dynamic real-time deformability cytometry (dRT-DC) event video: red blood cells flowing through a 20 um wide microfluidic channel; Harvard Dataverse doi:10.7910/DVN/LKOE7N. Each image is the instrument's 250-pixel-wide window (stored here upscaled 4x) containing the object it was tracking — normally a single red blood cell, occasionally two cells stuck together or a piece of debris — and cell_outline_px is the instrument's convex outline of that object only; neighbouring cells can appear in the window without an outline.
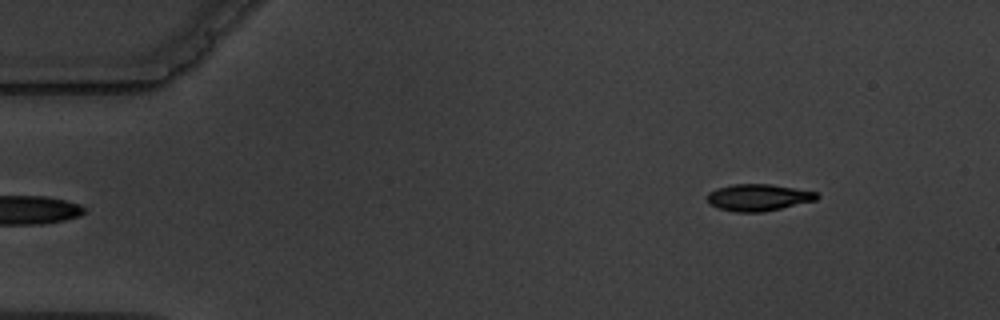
{"species": "common noctule bat (a hibernating species)", "species_latin": "Nyctalus noctula", "temperature_condition": "warm", "stored_images_in_passage": 6, "segment_of_instrument_passage": [2, 2], "camera_frame_rate_fps": 3000, "um_per_image_px": 0.085, "animal": {"sex": "male", "body_mass_g": 19.5, "forearm_length_mm": 54.6}, "frame": {"image": 1, "passage_image": 6, "time_ms": 5.667, "image_size_px": [1000, 320], "cell_outline_px": [[820, 196], [816, 200], [764, 212], [736, 212], [720, 208], [712, 204], [708, 200], [708, 192], [716, 188], [732, 184], [772, 184], [816, 192]], "centroid_in_image_um": [64.47, 16.78], "position_along_channel_um": 20.5, "area_um2": 16.99}}